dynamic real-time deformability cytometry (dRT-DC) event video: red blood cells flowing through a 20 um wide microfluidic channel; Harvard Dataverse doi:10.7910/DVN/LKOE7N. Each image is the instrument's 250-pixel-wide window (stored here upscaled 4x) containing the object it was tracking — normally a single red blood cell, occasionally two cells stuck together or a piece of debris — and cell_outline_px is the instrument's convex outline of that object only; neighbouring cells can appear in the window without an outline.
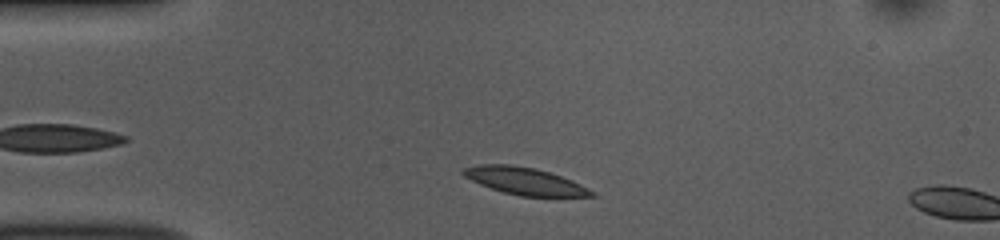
{"species": "common noctule bat (a hibernating species)", "species_latin": "Nyctalus noctula", "temperature_condition": "room temperature", "stored_images_in_passage": 45, "segment_of_instrument_passage": [1, 2], "camera_frame_rate_fps": 3000, "um_per_image_px": 0.085, "animal": {"sex": "female", "body_mass_g": 10.0, "forearm_length_mm": 53.1}, "frame": {"image": 1, "passage_image": 3, "time_ms": 0.667, "image_size_px": [1000, 240], "cell_outline_px": [[596, 196], [520, 196], [504, 192], [480, 184], [464, 176], [460, 172], [464, 168], [480, 164], [512, 164], [536, 168], [572, 180], [596, 192]], "centroid_in_image_um": [44.6, 15.38], "position_along_channel_um": 40.4, "area_um2": 20.17}}
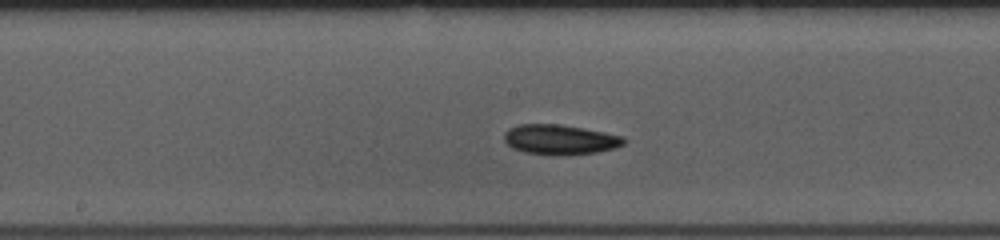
{"frame": {"image": 2, "passage_image": 18, "time_ms": 5.667, "image_size_px": [1000, 240], "cell_outline_px": [[624, 144], [616, 148], [596, 152], [564, 156], [524, 152], [512, 148], [504, 140], [504, 132], [508, 128], [520, 124], [556, 124], [584, 128], [624, 136]], "centroid_in_image_um": [47.59, 11.87], "position_along_channel_um": 200.6, "area_um2": 20.98}}
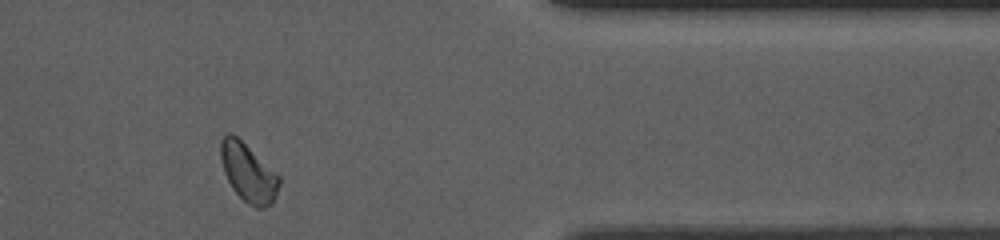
{"frame": {"image": 3, "passage_image": 35, "time_ms": 11.333, "image_size_px": [1000, 240], "cell_outline_px": [[280, 184], [276, 196], [272, 204], [264, 208], [256, 208], [248, 204], [232, 188], [224, 172], [220, 156], [220, 140], [228, 132], [232, 132], [280, 176]], "centroid_in_image_um": [21.1, 14.68], "position_along_channel_um": 390.3, "area_um2": 19.83}}